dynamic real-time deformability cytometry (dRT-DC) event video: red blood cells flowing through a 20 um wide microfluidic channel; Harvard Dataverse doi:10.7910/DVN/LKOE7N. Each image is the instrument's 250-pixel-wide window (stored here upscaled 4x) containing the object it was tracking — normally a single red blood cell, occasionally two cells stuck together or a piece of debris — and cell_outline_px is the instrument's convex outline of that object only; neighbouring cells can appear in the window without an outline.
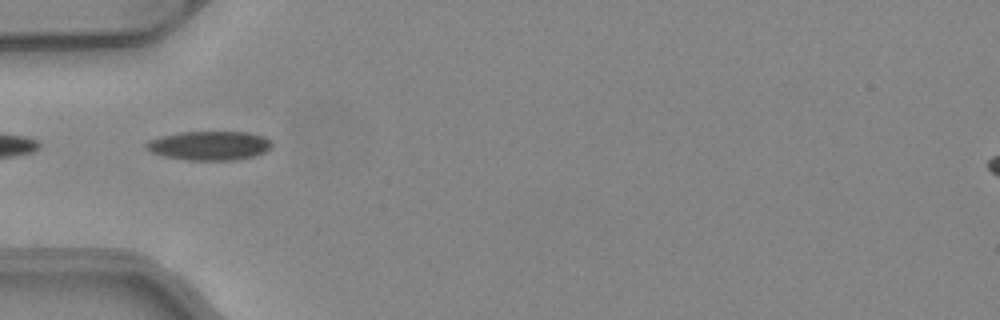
{"species": "common noctule bat (a hibernating species)", "species_latin": "Nyctalus noctula", "temperature_condition": "warm", "stored_images_in_passage": 13, "camera_frame_rate_fps": 3000, "um_per_image_px": 0.085, "animal": {"sex": "female", "body_mass_g": 24.6, "forearm_length_mm": 56.2}, "frame": {"image": 1, "passage_image": 1, "time_ms": 0.0, "image_size_px": [1000, 320], "cell_outline_px": [[272, 148], [256, 156], [232, 160], [188, 160], [164, 156], [152, 152], [144, 148], [144, 144], [148, 140], [160, 136], [180, 132], [248, 132], [264, 136], [272, 140]], "centroid_in_image_um": [17.81, 12.37], "position_along_channel_um": 67.2, "area_um2": 21.5}}
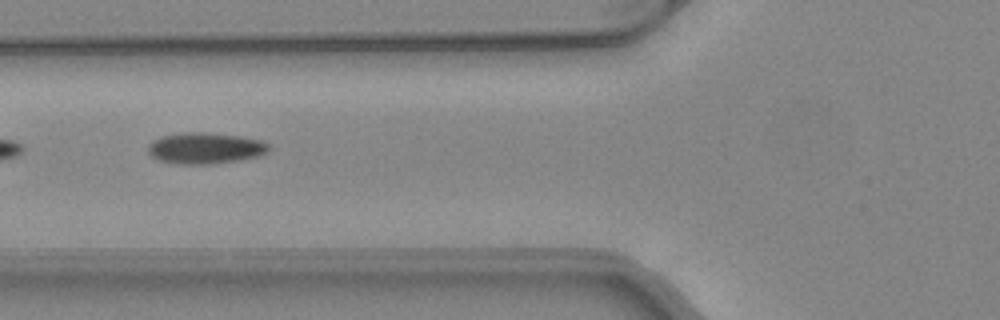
{"frame": {"image": 2, "passage_image": 4, "time_ms": 1.0, "image_size_px": [1000, 320], "cell_outline_px": [[272, 148], [268, 152], [260, 156], [240, 160], [212, 164], [180, 164], [160, 160], [152, 156], [148, 152], [148, 144], [152, 140], [160, 136], [184, 132], [204, 132], [240, 136], [260, 140], [268, 144]], "centroid_in_image_um": [17.46, 12.59], "position_along_channel_um": 108.3, "area_um2": 22.14}}